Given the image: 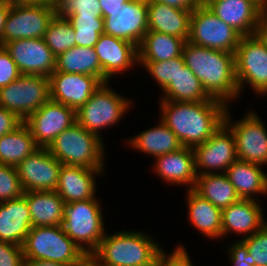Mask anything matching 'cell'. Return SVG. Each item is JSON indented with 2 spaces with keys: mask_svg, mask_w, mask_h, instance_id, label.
<instances>
[{
  "mask_svg": "<svg viewBox=\"0 0 267 266\" xmlns=\"http://www.w3.org/2000/svg\"><path fill=\"white\" fill-rule=\"evenodd\" d=\"M24 123L29 127L36 145L48 148L62 131L76 123V111L50 99L32 113Z\"/></svg>",
  "mask_w": 267,
  "mask_h": 266,
  "instance_id": "cell-14",
  "label": "cell"
},
{
  "mask_svg": "<svg viewBox=\"0 0 267 266\" xmlns=\"http://www.w3.org/2000/svg\"><path fill=\"white\" fill-rule=\"evenodd\" d=\"M50 100L49 77L22 74L0 88V106L13 112L23 122Z\"/></svg>",
  "mask_w": 267,
  "mask_h": 266,
  "instance_id": "cell-9",
  "label": "cell"
},
{
  "mask_svg": "<svg viewBox=\"0 0 267 266\" xmlns=\"http://www.w3.org/2000/svg\"><path fill=\"white\" fill-rule=\"evenodd\" d=\"M62 163L39 147L16 166L24 192L55 191Z\"/></svg>",
  "mask_w": 267,
  "mask_h": 266,
  "instance_id": "cell-16",
  "label": "cell"
},
{
  "mask_svg": "<svg viewBox=\"0 0 267 266\" xmlns=\"http://www.w3.org/2000/svg\"><path fill=\"white\" fill-rule=\"evenodd\" d=\"M227 250L231 266H255L253 257L248 253L246 245L241 240L230 245Z\"/></svg>",
  "mask_w": 267,
  "mask_h": 266,
  "instance_id": "cell-43",
  "label": "cell"
},
{
  "mask_svg": "<svg viewBox=\"0 0 267 266\" xmlns=\"http://www.w3.org/2000/svg\"><path fill=\"white\" fill-rule=\"evenodd\" d=\"M263 165L236 160L225 172L240 199H256L267 194V174ZM255 197V198H254Z\"/></svg>",
  "mask_w": 267,
  "mask_h": 266,
  "instance_id": "cell-26",
  "label": "cell"
},
{
  "mask_svg": "<svg viewBox=\"0 0 267 266\" xmlns=\"http://www.w3.org/2000/svg\"><path fill=\"white\" fill-rule=\"evenodd\" d=\"M104 170L62 164L55 191L65 204L94 199L97 184L95 177L104 173Z\"/></svg>",
  "mask_w": 267,
  "mask_h": 266,
  "instance_id": "cell-22",
  "label": "cell"
},
{
  "mask_svg": "<svg viewBox=\"0 0 267 266\" xmlns=\"http://www.w3.org/2000/svg\"><path fill=\"white\" fill-rule=\"evenodd\" d=\"M0 2L9 3V4H16V3H20L21 0H0Z\"/></svg>",
  "mask_w": 267,
  "mask_h": 266,
  "instance_id": "cell-53",
  "label": "cell"
},
{
  "mask_svg": "<svg viewBox=\"0 0 267 266\" xmlns=\"http://www.w3.org/2000/svg\"><path fill=\"white\" fill-rule=\"evenodd\" d=\"M58 0H21V2L26 3H45L55 5Z\"/></svg>",
  "mask_w": 267,
  "mask_h": 266,
  "instance_id": "cell-52",
  "label": "cell"
},
{
  "mask_svg": "<svg viewBox=\"0 0 267 266\" xmlns=\"http://www.w3.org/2000/svg\"><path fill=\"white\" fill-rule=\"evenodd\" d=\"M156 80L162 91L174 81L177 75V65H185L182 55L166 61L138 62Z\"/></svg>",
  "mask_w": 267,
  "mask_h": 266,
  "instance_id": "cell-37",
  "label": "cell"
},
{
  "mask_svg": "<svg viewBox=\"0 0 267 266\" xmlns=\"http://www.w3.org/2000/svg\"><path fill=\"white\" fill-rule=\"evenodd\" d=\"M103 19L104 33L139 47L148 32L147 0H129L122 7L108 11Z\"/></svg>",
  "mask_w": 267,
  "mask_h": 266,
  "instance_id": "cell-15",
  "label": "cell"
},
{
  "mask_svg": "<svg viewBox=\"0 0 267 266\" xmlns=\"http://www.w3.org/2000/svg\"><path fill=\"white\" fill-rule=\"evenodd\" d=\"M193 190L221 210L240 200L225 173L197 175Z\"/></svg>",
  "mask_w": 267,
  "mask_h": 266,
  "instance_id": "cell-31",
  "label": "cell"
},
{
  "mask_svg": "<svg viewBox=\"0 0 267 266\" xmlns=\"http://www.w3.org/2000/svg\"><path fill=\"white\" fill-rule=\"evenodd\" d=\"M160 102V119L182 146L192 148L207 141L221 127L229 107L215 98L198 102Z\"/></svg>",
  "mask_w": 267,
  "mask_h": 266,
  "instance_id": "cell-1",
  "label": "cell"
},
{
  "mask_svg": "<svg viewBox=\"0 0 267 266\" xmlns=\"http://www.w3.org/2000/svg\"><path fill=\"white\" fill-rule=\"evenodd\" d=\"M102 68V82H109L114 75L127 72L138 65V47L121 38L106 33L99 36L94 46Z\"/></svg>",
  "mask_w": 267,
  "mask_h": 266,
  "instance_id": "cell-19",
  "label": "cell"
},
{
  "mask_svg": "<svg viewBox=\"0 0 267 266\" xmlns=\"http://www.w3.org/2000/svg\"><path fill=\"white\" fill-rule=\"evenodd\" d=\"M241 241L253 257L255 266H267V223L259 231L242 238Z\"/></svg>",
  "mask_w": 267,
  "mask_h": 266,
  "instance_id": "cell-40",
  "label": "cell"
},
{
  "mask_svg": "<svg viewBox=\"0 0 267 266\" xmlns=\"http://www.w3.org/2000/svg\"><path fill=\"white\" fill-rule=\"evenodd\" d=\"M129 0H99L103 18L108 16V11L116 10Z\"/></svg>",
  "mask_w": 267,
  "mask_h": 266,
  "instance_id": "cell-48",
  "label": "cell"
},
{
  "mask_svg": "<svg viewBox=\"0 0 267 266\" xmlns=\"http://www.w3.org/2000/svg\"><path fill=\"white\" fill-rule=\"evenodd\" d=\"M31 228L29 206L24 196L0 203V241L23 246Z\"/></svg>",
  "mask_w": 267,
  "mask_h": 266,
  "instance_id": "cell-24",
  "label": "cell"
},
{
  "mask_svg": "<svg viewBox=\"0 0 267 266\" xmlns=\"http://www.w3.org/2000/svg\"><path fill=\"white\" fill-rule=\"evenodd\" d=\"M161 100L174 102H198L212 99L201 82L186 65H177V75L163 91Z\"/></svg>",
  "mask_w": 267,
  "mask_h": 266,
  "instance_id": "cell-34",
  "label": "cell"
},
{
  "mask_svg": "<svg viewBox=\"0 0 267 266\" xmlns=\"http://www.w3.org/2000/svg\"><path fill=\"white\" fill-rule=\"evenodd\" d=\"M97 197L64 205L63 229L84 254H93L105 236L102 208Z\"/></svg>",
  "mask_w": 267,
  "mask_h": 266,
  "instance_id": "cell-5",
  "label": "cell"
},
{
  "mask_svg": "<svg viewBox=\"0 0 267 266\" xmlns=\"http://www.w3.org/2000/svg\"><path fill=\"white\" fill-rule=\"evenodd\" d=\"M44 40L57 57L75 46L74 28L66 17H59L55 14L47 27Z\"/></svg>",
  "mask_w": 267,
  "mask_h": 266,
  "instance_id": "cell-35",
  "label": "cell"
},
{
  "mask_svg": "<svg viewBox=\"0 0 267 266\" xmlns=\"http://www.w3.org/2000/svg\"><path fill=\"white\" fill-rule=\"evenodd\" d=\"M154 172L164 182L176 185H187L194 189L197 179L195 156L192 147H181L179 150L155 158Z\"/></svg>",
  "mask_w": 267,
  "mask_h": 266,
  "instance_id": "cell-23",
  "label": "cell"
},
{
  "mask_svg": "<svg viewBox=\"0 0 267 266\" xmlns=\"http://www.w3.org/2000/svg\"><path fill=\"white\" fill-rule=\"evenodd\" d=\"M254 35L267 47V10L261 13Z\"/></svg>",
  "mask_w": 267,
  "mask_h": 266,
  "instance_id": "cell-47",
  "label": "cell"
},
{
  "mask_svg": "<svg viewBox=\"0 0 267 266\" xmlns=\"http://www.w3.org/2000/svg\"><path fill=\"white\" fill-rule=\"evenodd\" d=\"M22 266H67L60 262L49 260L24 259Z\"/></svg>",
  "mask_w": 267,
  "mask_h": 266,
  "instance_id": "cell-50",
  "label": "cell"
},
{
  "mask_svg": "<svg viewBox=\"0 0 267 266\" xmlns=\"http://www.w3.org/2000/svg\"><path fill=\"white\" fill-rule=\"evenodd\" d=\"M159 121L157 126L141 131L138 135L130 138L128 145L132 149L150 154L154 158L175 152L183 147L172 130L162 120Z\"/></svg>",
  "mask_w": 267,
  "mask_h": 266,
  "instance_id": "cell-29",
  "label": "cell"
},
{
  "mask_svg": "<svg viewBox=\"0 0 267 266\" xmlns=\"http://www.w3.org/2000/svg\"><path fill=\"white\" fill-rule=\"evenodd\" d=\"M17 64L4 46H0V88L7 86L21 76Z\"/></svg>",
  "mask_w": 267,
  "mask_h": 266,
  "instance_id": "cell-41",
  "label": "cell"
},
{
  "mask_svg": "<svg viewBox=\"0 0 267 266\" xmlns=\"http://www.w3.org/2000/svg\"><path fill=\"white\" fill-rule=\"evenodd\" d=\"M24 259L49 260L70 265L77 262L84 252L59 226L32 227L23 243Z\"/></svg>",
  "mask_w": 267,
  "mask_h": 266,
  "instance_id": "cell-6",
  "label": "cell"
},
{
  "mask_svg": "<svg viewBox=\"0 0 267 266\" xmlns=\"http://www.w3.org/2000/svg\"><path fill=\"white\" fill-rule=\"evenodd\" d=\"M242 35L218 18L202 2L193 9L188 42L209 49L235 53Z\"/></svg>",
  "mask_w": 267,
  "mask_h": 266,
  "instance_id": "cell-10",
  "label": "cell"
},
{
  "mask_svg": "<svg viewBox=\"0 0 267 266\" xmlns=\"http://www.w3.org/2000/svg\"><path fill=\"white\" fill-rule=\"evenodd\" d=\"M55 6L59 17L103 16L99 0H58Z\"/></svg>",
  "mask_w": 267,
  "mask_h": 266,
  "instance_id": "cell-38",
  "label": "cell"
},
{
  "mask_svg": "<svg viewBox=\"0 0 267 266\" xmlns=\"http://www.w3.org/2000/svg\"><path fill=\"white\" fill-rule=\"evenodd\" d=\"M109 83H102L90 99L76 111V122L99 137L101 130L119 124L129 111L130 99L110 89Z\"/></svg>",
  "mask_w": 267,
  "mask_h": 266,
  "instance_id": "cell-7",
  "label": "cell"
},
{
  "mask_svg": "<svg viewBox=\"0 0 267 266\" xmlns=\"http://www.w3.org/2000/svg\"><path fill=\"white\" fill-rule=\"evenodd\" d=\"M187 249L182 244H178L173 252L167 254L166 252L160 258L159 266H193Z\"/></svg>",
  "mask_w": 267,
  "mask_h": 266,
  "instance_id": "cell-44",
  "label": "cell"
},
{
  "mask_svg": "<svg viewBox=\"0 0 267 266\" xmlns=\"http://www.w3.org/2000/svg\"><path fill=\"white\" fill-rule=\"evenodd\" d=\"M22 123L13 112L0 106V137L13 132Z\"/></svg>",
  "mask_w": 267,
  "mask_h": 266,
  "instance_id": "cell-45",
  "label": "cell"
},
{
  "mask_svg": "<svg viewBox=\"0 0 267 266\" xmlns=\"http://www.w3.org/2000/svg\"><path fill=\"white\" fill-rule=\"evenodd\" d=\"M234 56L239 94L249 84L256 94L264 97L267 93V47L255 35L242 36Z\"/></svg>",
  "mask_w": 267,
  "mask_h": 266,
  "instance_id": "cell-12",
  "label": "cell"
},
{
  "mask_svg": "<svg viewBox=\"0 0 267 266\" xmlns=\"http://www.w3.org/2000/svg\"><path fill=\"white\" fill-rule=\"evenodd\" d=\"M68 266H99V263L93 254H84L77 262Z\"/></svg>",
  "mask_w": 267,
  "mask_h": 266,
  "instance_id": "cell-49",
  "label": "cell"
},
{
  "mask_svg": "<svg viewBox=\"0 0 267 266\" xmlns=\"http://www.w3.org/2000/svg\"><path fill=\"white\" fill-rule=\"evenodd\" d=\"M39 147L23 122L13 132L0 137V163L16 167Z\"/></svg>",
  "mask_w": 267,
  "mask_h": 266,
  "instance_id": "cell-33",
  "label": "cell"
},
{
  "mask_svg": "<svg viewBox=\"0 0 267 266\" xmlns=\"http://www.w3.org/2000/svg\"><path fill=\"white\" fill-rule=\"evenodd\" d=\"M75 33V46L94 47L104 33L103 16H67Z\"/></svg>",
  "mask_w": 267,
  "mask_h": 266,
  "instance_id": "cell-36",
  "label": "cell"
},
{
  "mask_svg": "<svg viewBox=\"0 0 267 266\" xmlns=\"http://www.w3.org/2000/svg\"><path fill=\"white\" fill-rule=\"evenodd\" d=\"M260 200L240 199L222 210L221 238L229 233L244 234L249 237L259 231L266 223ZM248 234V235H247Z\"/></svg>",
  "mask_w": 267,
  "mask_h": 266,
  "instance_id": "cell-21",
  "label": "cell"
},
{
  "mask_svg": "<svg viewBox=\"0 0 267 266\" xmlns=\"http://www.w3.org/2000/svg\"><path fill=\"white\" fill-rule=\"evenodd\" d=\"M147 2H159L179 9L193 10L202 0H147Z\"/></svg>",
  "mask_w": 267,
  "mask_h": 266,
  "instance_id": "cell-46",
  "label": "cell"
},
{
  "mask_svg": "<svg viewBox=\"0 0 267 266\" xmlns=\"http://www.w3.org/2000/svg\"><path fill=\"white\" fill-rule=\"evenodd\" d=\"M54 72L86 74L102 81V68L94 47L74 46L59 54Z\"/></svg>",
  "mask_w": 267,
  "mask_h": 266,
  "instance_id": "cell-32",
  "label": "cell"
},
{
  "mask_svg": "<svg viewBox=\"0 0 267 266\" xmlns=\"http://www.w3.org/2000/svg\"><path fill=\"white\" fill-rule=\"evenodd\" d=\"M202 3L242 36L255 34L264 11L258 0H202Z\"/></svg>",
  "mask_w": 267,
  "mask_h": 266,
  "instance_id": "cell-20",
  "label": "cell"
},
{
  "mask_svg": "<svg viewBox=\"0 0 267 266\" xmlns=\"http://www.w3.org/2000/svg\"><path fill=\"white\" fill-rule=\"evenodd\" d=\"M24 194L16 167L0 163V203Z\"/></svg>",
  "mask_w": 267,
  "mask_h": 266,
  "instance_id": "cell-39",
  "label": "cell"
},
{
  "mask_svg": "<svg viewBox=\"0 0 267 266\" xmlns=\"http://www.w3.org/2000/svg\"><path fill=\"white\" fill-rule=\"evenodd\" d=\"M11 4L0 2V46H1V34L4 29Z\"/></svg>",
  "mask_w": 267,
  "mask_h": 266,
  "instance_id": "cell-51",
  "label": "cell"
},
{
  "mask_svg": "<svg viewBox=\"0 0 267 266\" xmlns=\"http://www.w3.org/2000/svg\"><path fill=\"white\" fill-rule=\"evenodd\" d=\"M193 151L197 175L225 173L237 160L234 136L224 123L207 141L194 146Z\"/></svg>",
  "mask_w": 267,
  "mask_h": 266,
  "instance_id": "cell-13",
  "label": "cell"
},
{
  "mask_svg": "<svg viewBox=\"0 0 267 266\" xmlns=\"http://www.w3.org/2000/svg\"><path fill=\"white\" fill-rule=\"evenodd\" d=\"M56 14V6L45 3L11 4L1 34V46L18 39L44 38L47 27Z\"/></svg>",
  "mask_w": 267,
  "mask_h": 266,
  "instance_id": "cell-8",
  "label": "cell"
},
{
  "mask_svg": "<svg viewBox=\"0 0 267 266\" xmlns=\"http://www.w3.org/2000/svg\"><path fill=\"white\" fill-rule=\"evenodd\" d=\"M23 247L0 241V266H22Z\"/></svg>",
  "mask_w": 267,
  "mask_h": 266,
  "instance_id": "cell-42",
  "label": "cell"
},
{
  "mask_svg": "<svg viewBox=\"0 0 267 266\" xmlns=\"http://www.w3.org/2000/svg\"><path fill=\"white\" fill-rule=\"evenodd\" d=\"M21 74L49 77L56 67V56L44 38L18 39L4 45Z\"/></svg>",
  "mask_w": 267,
  "mask_h": 266,
  "instance_id": "cell-17",
  "label": "cell"
},
{
  "mask_svg": "<svg viewBox=\"0 0 267 266\" xmlns=\"http://www.w3.org/2000/svg\"><path fill=\"white\" fill-rule=\"evenodd\" d=\"M264 10H267V0H258Z\"/></svg>",
  "mask_w": 267,
  "mask_h": 266,
  "instance_id": "cell-54",
  "label": "cell"
},
{
  "mask_svg": "<svg viewBox=\"0 0 267 266\" xmlns=\"http://www.w3.org/2000/svg\"><path fill=\"white\" fill-rule=\"evenodd\" d=\"M188 219L191 225L209 239L221 238L222 210L202 198L193 189H187Z\"/></svg>",
  "mask_w": 267,
  "mask_h": 266,
  "instance_id": "cell-28",
  "label": "cell"
},
{
  "mask_svg": "<svg viewBox=\"0 0 267 266\" xmlns=\"http://www.w3.org/2000/svg\"><path fill=\"white\" fill-rule=\"evenodd\" d=\"M164 253L146 233L124 230L105 234L93 255L99 266H150L160 265Z\"/></svg>",
  "mask_w": 267,
  "mask_h": 266,
  "instance_id": "cell-3",
  "label": "cell"
},
{
  "mask_svg": "<svg viewBox=\"0 0 267 266\" xmlns=\"http://www.w3.org/2000/svg\"><path fill=\"white\" fill-rule=\"evenodd\" d=\"M49 83L50 99L77 111L103 82L96 76L53 72Z\"/></svg>",
  "mask_w": 267,
  "mask_h": 266,
  "instance_id": "cell-18",
  "label": "cell"
},
{
  "mask_svg": "<svg viewBox=\"0 0 267 266\" xmlns=\"http://www.w3.org/2000/svg\"><path fill=\"white\" fill-rule=\"evenodd\" d=\"M182 57L184 64L198 78L211 98L228 105L229 101L240 97L234 53L209 49L187 41Z\"/></svg>",
  "mask_w": 267,
  "mask_h": 266,
  "instance_id": "cell-2",
  "label": "cell"
},
{
  "mask_svg": "<svg viewBox=\"0 0 267 266\" xmlns=\"http://www.w3.org/2000/svg\"><path fill=\"white\" fill-rule=\"evenodd\" d=\"M102 138L76 122L62 131L47 149L64 165L104 169L106 157Z\"/></svg>",
  "mask_w": 267,
  "mask_h": 266,
  "instance_id": "cell-4",
  "label": "cell"
},
{
  "mask_svg": "<svg viewBox=\"0 0 267 266\" xmlns=\"http://www.w3.org/2000/svg\"><path fill=\"white\" fill-rule=\"evenodd\" d=\"M148 31L177 36L188 41L193 10L179 9L159 2H147Z\"/></svg>",
  "mask_w": 267,
  "mask_h": 266,
  "instance_id": "cell-25",
  "label": "cell"
},
{
  "mask_svg": "<svg viewBox=\"0 0 267 266\" xmlns=\"http://www.w3.org/2000/svg\"><path fill=\"white\" fill-rule=\"evenodd\" d=\"M186 42L177 36L148 31L138 47V62H158L179 57Z\"/></svg>",
  "mask_w": 267,
  "mask_h": 266,
  "instance_id": "cell-30",
  "label": "cell"
},
{
  "mask_svg": "<svg viewBox=\"0 0 267 266\" xmlns=\"http://www.w3.org/2000/svg\"><path fill=\"white\" fill-rule=\"evenodd\" d=\"M234 122L227 108L224 124L232 131L238 160L267 165V129L253 110Z\"/></svg>",
  "mask_w": 267,
  "mask_h": 266,
  "instance_id": "cell-11",
  "label": "cell"
},
{
  "mask_svg": "<svg viewBox=\"0 0 267 266\" xmlns=\"http://www.w3.org/2000/svg\"><path fill=\"white\" fill-rule=\"evenodd\" d=\"M32 227L59 226L64 220V200L56 191L24 192Z\"/></svg>",
  "mask_w": 267,
  "mask_h": 266,
  "instance_id": "cell-27",
  "label": "cell"
}]
</instances>
